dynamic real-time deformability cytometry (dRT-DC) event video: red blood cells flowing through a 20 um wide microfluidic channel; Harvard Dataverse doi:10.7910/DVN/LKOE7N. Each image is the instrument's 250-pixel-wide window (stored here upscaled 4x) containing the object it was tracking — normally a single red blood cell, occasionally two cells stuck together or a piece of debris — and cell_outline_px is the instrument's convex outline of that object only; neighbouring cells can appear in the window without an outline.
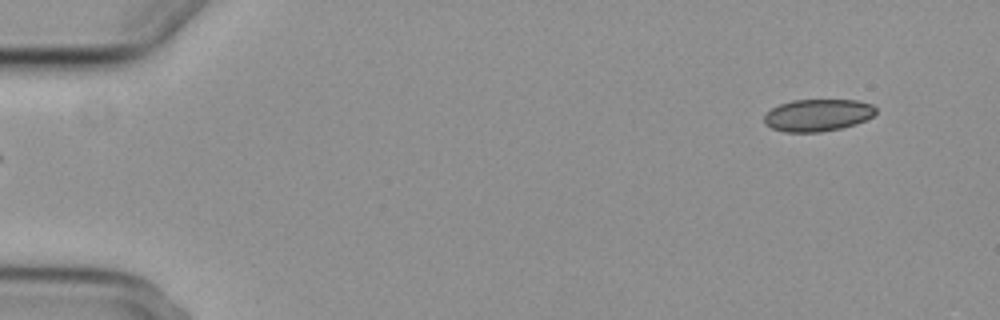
{"species": "common noctule bat (a hibernating species)", "species_latin": "Nyctalus noctula", "temperature_condition": "cold", "stored_images_in_passage": 6, "segment_of_instrument_passage": [2, 2], "camera_frame_rate_fps": 3000, "um_per_image_px": 0.085, "animal": {"sex": "female", "body_mass_g": 29.2, "forearm_length_mm": 56.3}, "frame": {"image": 1, "passage_image": 6, "time_ms": 5.667, "image_size_px": [1000, 320], "cell_outline_px": [[876, 112], [872, 116], [856, 124], [840, 128], [820, 132], [784, 132], [772, 128], [764, 124], [764, 116], [772, 108], [780, 104], [792, 100], [856, 100], [872, 104], [876, 108]], "centroid_in_image_um": [69.49, 9.79], "position_along_channel_um": 15.5, "area_um2": 20.87}}